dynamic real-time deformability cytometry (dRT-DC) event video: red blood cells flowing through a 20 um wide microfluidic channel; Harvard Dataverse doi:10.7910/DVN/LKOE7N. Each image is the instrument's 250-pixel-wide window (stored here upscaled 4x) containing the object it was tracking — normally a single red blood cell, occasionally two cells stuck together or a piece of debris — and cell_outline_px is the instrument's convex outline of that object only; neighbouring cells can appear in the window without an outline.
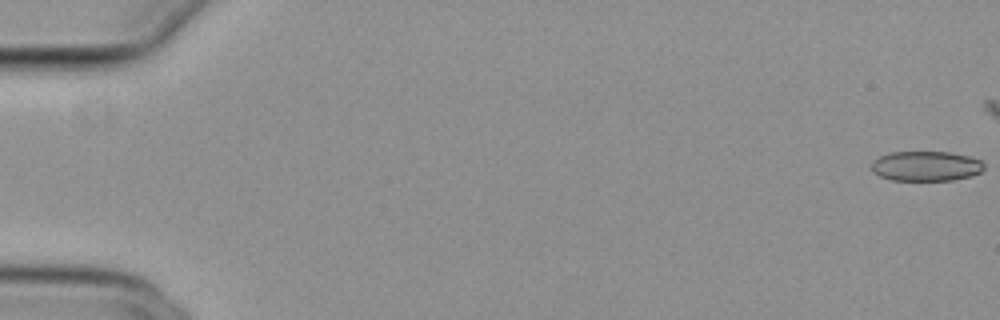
{"species": "common noctule bat (a hibernating species)", "species_latin": "Nyctalus noctula", "temperature_condition": "cold", "stored_images_in_passage": 51, "camera_frame_rate_fps": 3000, "um_per_image_px": 0.085, "animal": {"sex": "female", "body_mass_g": 29.2, "forearm_length_mm": 56.3}, "frame": {"image": 1, "passage_image": 1, "time_ms": 0.0, "image_size_px": [1000, 320], "cell_outline_px": [[984, 168], [980, 172], [972, 176], [952, 180], [892, 180], [880, 176], [872, 172], [872, 160], [880, 156], [892, 152], [948, 152], [968, 156], [980, 160], [984, 164]], "centroid_in_image_um": [78.7, 14.12], "position_along_channel_um": 6.3, "area_um2": 19.59}}
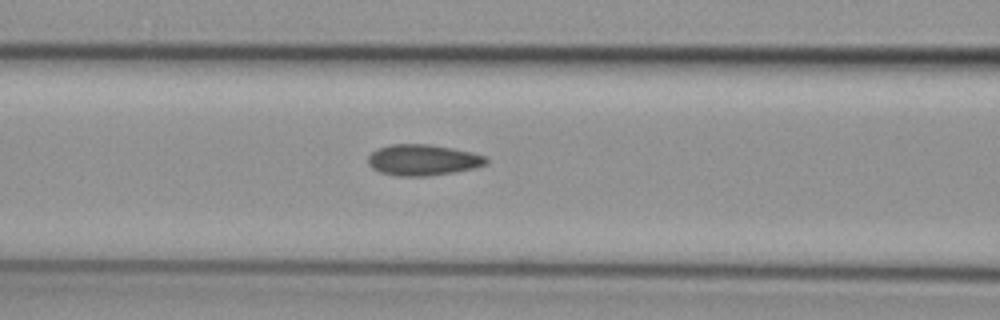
{"frame": {"image": 2, "passage_image": 24, "time_ms": 7.667, "image_size_px": [1000, 320], "cell_outline_px": [[488, 164], [476, 168], [456, 172], [428, 176], [396, 176], [380, 172], [372, 168], [368, 164], [368, 156], [376, 148], [392, 144], [428, 144], [452, 148], [472, 152], [488, 156]], "centroid_in_image_um": [35.97, 13.6], "position_along_channel_um": 130.6, "area_um2": 21.68}}
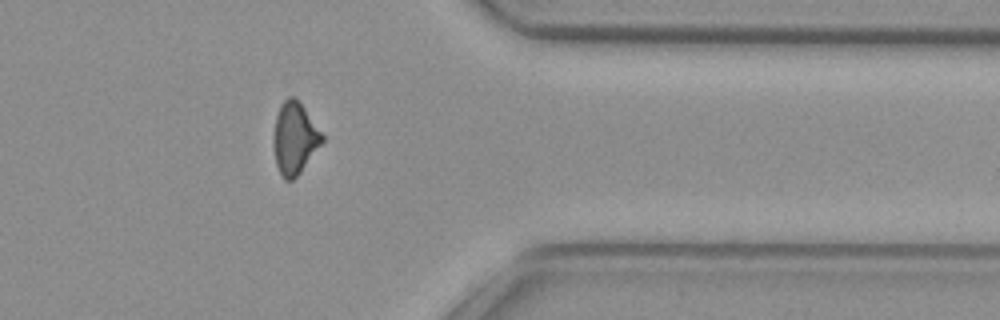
{"frame": {"image": 3, "passage_image": 45, "time_ms": 14.667, "image_size_px": [1000, 320], "cell_outline_px": [[324, 140], [300, 172], [292, 180], [284, 180], [276, 164], [272, 144], [272, 136], [276, 116], [280, 104], [288, 96], [292, 96], [304, 108], [324, 136]], "centroid_in_image_um": [25.0, 11.75], "position_along_channel_um": 386.4, "area_um2": 20.17}}